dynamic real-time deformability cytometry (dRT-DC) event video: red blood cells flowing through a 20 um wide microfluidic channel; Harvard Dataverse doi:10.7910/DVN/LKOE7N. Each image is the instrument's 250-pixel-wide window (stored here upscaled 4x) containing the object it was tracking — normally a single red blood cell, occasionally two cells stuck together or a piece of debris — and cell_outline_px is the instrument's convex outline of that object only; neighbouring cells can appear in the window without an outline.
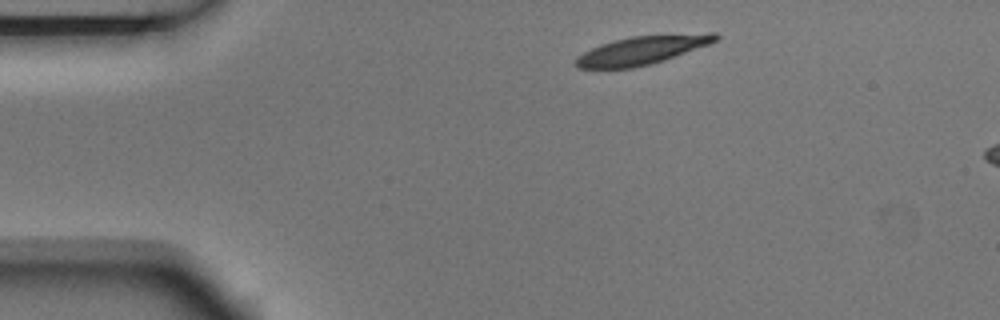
{"species": "Egyptian fruit bat (a non-hibernating species)", "species_latin": "Rousettus aegyptiacus", "temperature_condition": "room temperature", "stored_images_in_passage": 3, "camera_frame_rate_fps": 3000, "um_per_image_px": 0.085, "animal": {"sex": "male"}, "frame": {"image": 1, "passage_image": 1, "time_ms": 0.0, "image_size_px": [1000, 320], "cell_outline_px": [[720, 36], [716, 40], [708, 44], [664, 60], [632, 68], [576, 68], [572, 64], [576, 56], [600, 44], [612, 40], [632, 36], [708, 32], [716, 32]], "centroid_in_image_um": [54.53, 4.25], "position_along_channel_um": 30.5, "area_um2": 23.24}}